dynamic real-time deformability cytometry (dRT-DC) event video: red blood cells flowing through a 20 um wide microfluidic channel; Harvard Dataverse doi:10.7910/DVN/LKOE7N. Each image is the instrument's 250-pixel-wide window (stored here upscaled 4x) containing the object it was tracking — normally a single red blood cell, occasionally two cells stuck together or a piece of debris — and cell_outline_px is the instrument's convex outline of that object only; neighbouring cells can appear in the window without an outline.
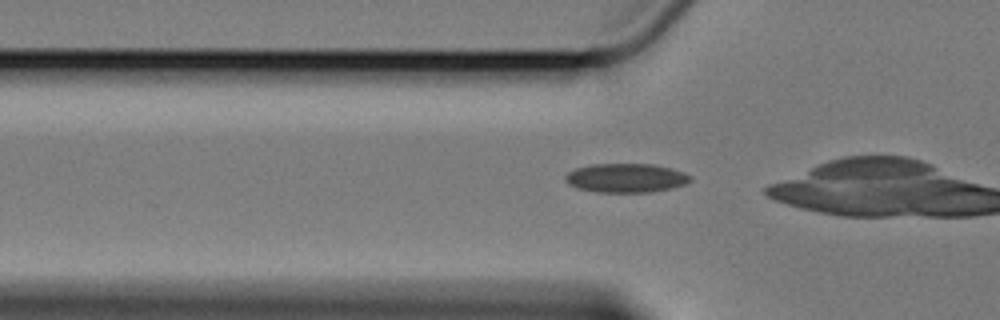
{"species": "Egyptian fruit bat (a non-hibernating species)", "species_latin": "Rousettus aegyptiacus", "temperature_condition": "cold", "stored_images_in_passage": 38, "camera_frame_rate_fps": 3000, "um_per_image_px": 0.085, "animal": {"sex": "female"}, "frame": {"image": 1, "passage_image": 10, "time_ms": 3.0, "image_size_px": [1000, 320], "cell_outline_px": [[692, 180], [684, 184], [672, 188], [652, 192], [596, 192], [580, 188], [568, 184], [564, 180], [564, 176], [568, 172], [576, 168], [592, 164], [652, 164], [672, 168], [684, 172], [692, 176]], "centroid_in_image_um": [53.22, 15.12], "position_along_channel_um": 72.6, "area_um2": 21.21}}
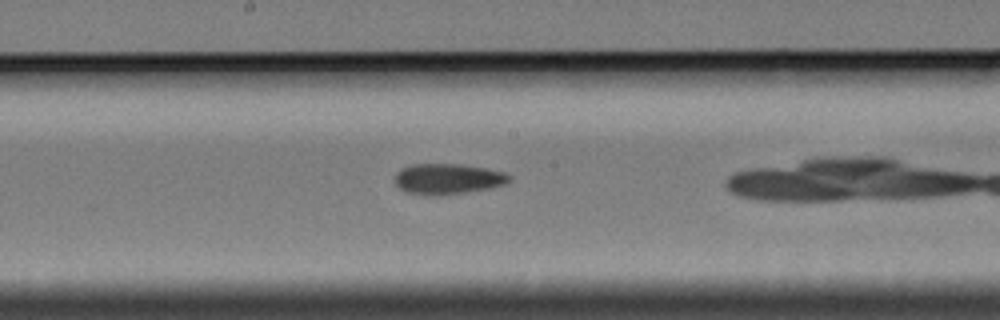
{"frame": {"image": 2, "passage_image": 22, "time_ms": 7.0, "image_size_px": [1000, 320], "cell_outline_px": [[512, 180], [504, 184], [488, 188], [464, 192], [408, 192], [400, 188], [396, 184], [396, 172], [400, 168], [412, 164], [464, 164], [488, 168], [504, 172], [512, 176]], "centroid_in_image_um": [38.13, 15.13], "position_along_channel_um": 210.1, "area_um2": 19.59}}
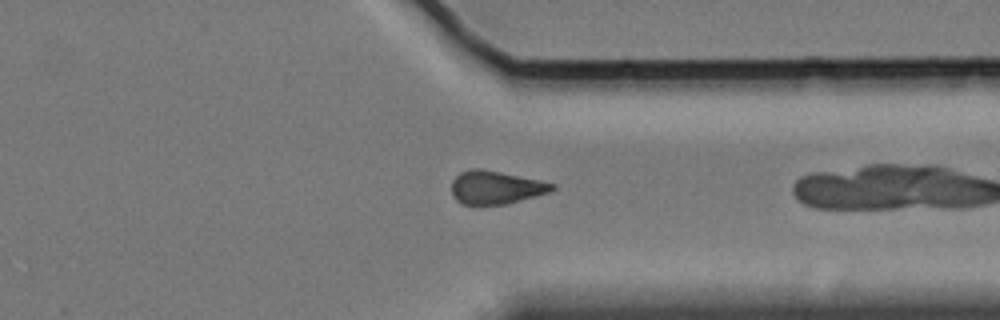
{"frame": {"image": 3, "passage_image": 36, "time_ms": 11.667, "image_size_px": [1000, 320], "cell_outline_px": [[556, 188], [548, 192], [508, 204], [460, 204], [452, 196], [452, 180], [460, 172], [468, 168], [484, 168], [540, 180], [556, 184]], "centroid_in_image_um": [42.12, 15.91], "position_along_channel_um": 369.3, "area_um2": 19.65}}